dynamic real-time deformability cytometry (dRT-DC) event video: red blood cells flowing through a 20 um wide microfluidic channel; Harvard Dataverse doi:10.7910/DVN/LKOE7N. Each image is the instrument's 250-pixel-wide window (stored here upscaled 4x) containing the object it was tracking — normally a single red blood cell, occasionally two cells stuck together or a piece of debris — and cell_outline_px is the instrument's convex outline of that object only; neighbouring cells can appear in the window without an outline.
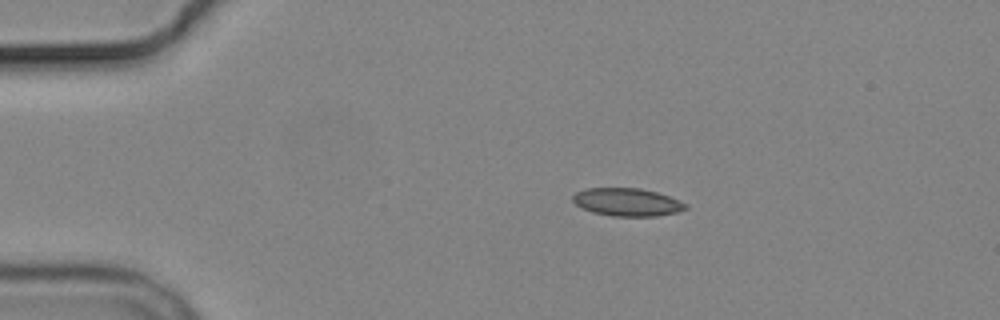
{"species": "common noctule bat (a hibernating species)", "species_latin": "Nyctalus noctula", "temperature_condition": "cold", "stored_images_in_passage": 9, "camera_frame_rate_fps": 3000, "um_per_image_px": 0.085, "animal": {"sex": "male", "body_mass_g": 19.2, "forearm_length_mm": 51.8}, "frame": {"image": 1, "passage_image": 1, "time_ms": 0.0, "image_size_px": [1000, 320], "cell_outline_px": [[688, 208], [680, 212], [656, 216], [612, 216], [592, 212], [580, 208], [572, 200], [572, 196], [576, 192], [584, 188], [640, 188], [656, 192], [680, 200], [688, 204]], "centroid_in_image_um": [53.31, 17.18], "position_along_channel_um": 31.7, "area_um2": 18.55}}
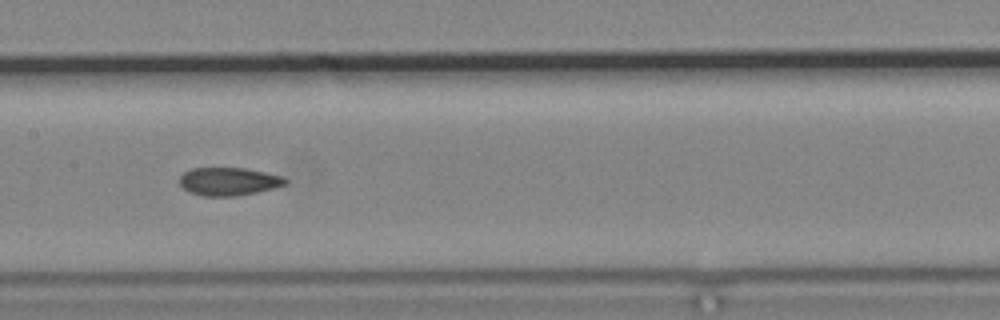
{"frame": {"image": 2, "passage_image": 6, "time_ms": 5.667, "image_size_px": [1000, 320], "cell_outline_px": [[288, 184], [276, 188], [236, 196], [200, 196], [188, 192], [180, 184], [180, 176], [184, 172], [192, 168], [244, 168], [284, 176], [288, 180]], "centroid_in_image_um": [19.46, 15.43], "position_along_channel_um": 187.9, "area_um2": 17.46}}
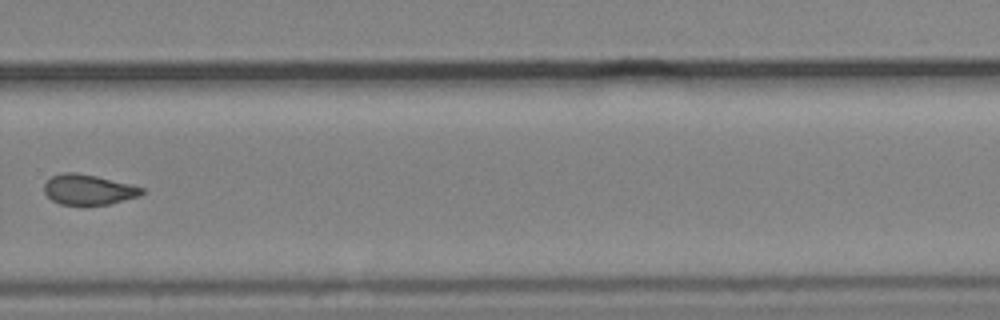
{"frame": {"image": 3, "passage_image": 9, "time_ms": 9.333, "image_size_px": [1000, 320], "cell_outline_px": [[144, 192], [140, 196], [108, 204], [88, 208], [84, 208], [60, 204], [52, 200], [44, 192], [44, 184], [52, 176], [64, 172], [76, 172], [96, 176], [144, 188]], "centroid_in_image_um": [7.49, 16.17], "position_along_channel_um": 322.3, "area_um2": 17.69}}